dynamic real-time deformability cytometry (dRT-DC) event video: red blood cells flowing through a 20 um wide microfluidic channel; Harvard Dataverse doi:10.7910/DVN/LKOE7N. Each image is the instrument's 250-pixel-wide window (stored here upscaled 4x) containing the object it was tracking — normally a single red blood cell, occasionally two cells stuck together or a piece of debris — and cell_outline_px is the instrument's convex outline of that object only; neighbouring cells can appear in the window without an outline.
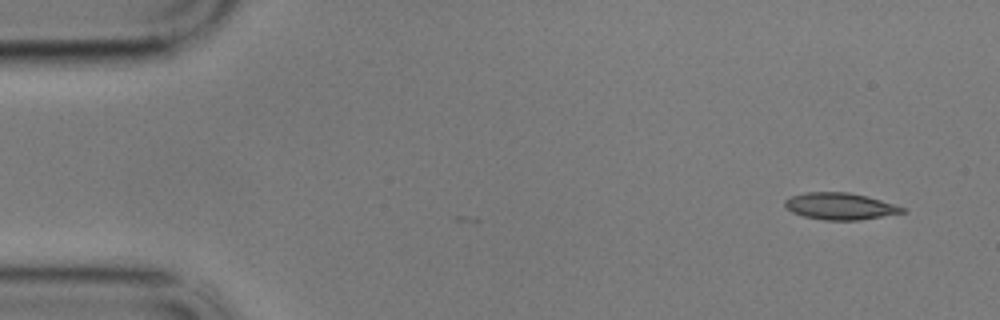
{"species": "common noctule bat (a hibernating species)", "species_latin": "Nyctalus noctula", "temperature_condition": "cold", "stored_images_in_passage": 5, "camera_frame_rate_fps": 3000, "um_per_image_px": 0.085, "animal": {"sex": "male", "body_mass_g": 17.9}, "frame": {"image": 1, "passage_image": 5, "time_ms": 1.333, "image_size_px": [1000, 320], "cell_outline_px": [[908, 212], [860, 220], [824, 220], [804, 216], [792, 212], [784, 204], [784, 200], [792, 196], [808, 192], [848, 192], [868, 196], [904, 208]], "centroid_in_image_um": [71.42, 17.53], "position_along_channel_um": 13.6, "area_um2": 18.21}}